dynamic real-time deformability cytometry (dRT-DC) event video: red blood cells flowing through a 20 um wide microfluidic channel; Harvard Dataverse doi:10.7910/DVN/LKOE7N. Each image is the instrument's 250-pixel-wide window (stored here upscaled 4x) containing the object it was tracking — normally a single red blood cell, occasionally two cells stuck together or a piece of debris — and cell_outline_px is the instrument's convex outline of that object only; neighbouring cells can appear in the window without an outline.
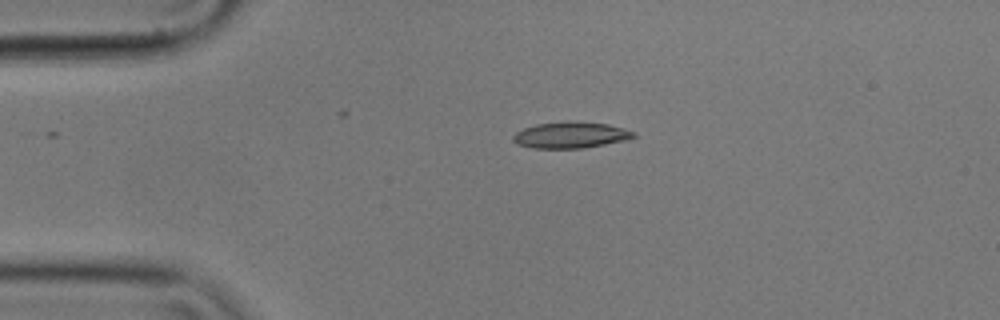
{"species": "common noctule bat (a hibernating species)", "species_latin": "Nyctalus noctula", "temperature_condition": "cold", "stored_images_in_passage": 45, "camera_frame_rate_fps": 3000, "um_per_image_px": 0.085, "animal": {"sex": "male", "body_mass_g": 17.9}, "frame": {"image": 1, "passage_image": 1, "time_ms": 0.0, "image_size_px": [1000, 320], "cell_outline_px": [[636, 136], [624, 140], [604, 144], [580, 148], [532, 148], [516, 144], [512, 140], [512, 136], [516, 132], [524, 128], [536, 124], [608, 124], [624, 128], [636, 132]], "centroid_in_image_um": [48.47, 11.52], "position_along_channel_um": 36.5, "area_um2": 17.46}}
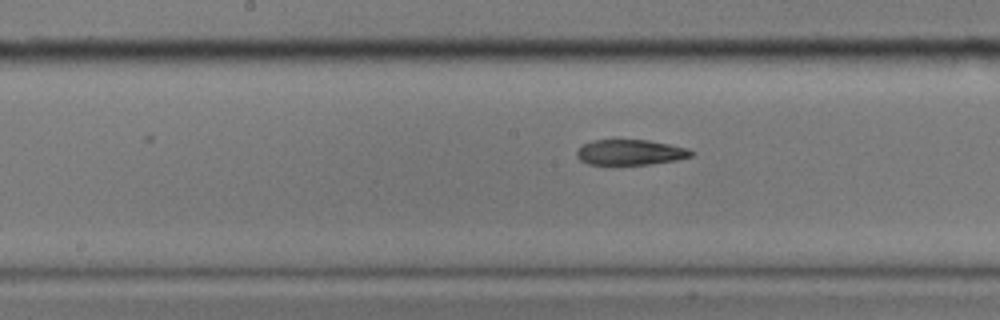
{"frame": {"image": 2, "passage_image": 17, "time_ms": 5.333, "image_size_px": [1000, 320], "cell_outline_px": [[696, 152], [692, 156], [680, 160], [648, 164], [612, 168], [588, 164], [580, 160], [576, 156], [576, 152], [584, 144], [596, 140], [648, 140], [688, 148]], "centroid_in_image_um": [53.57, 13.0], "position_along_channel_um": 194.6, "area_um2": 17.74}}
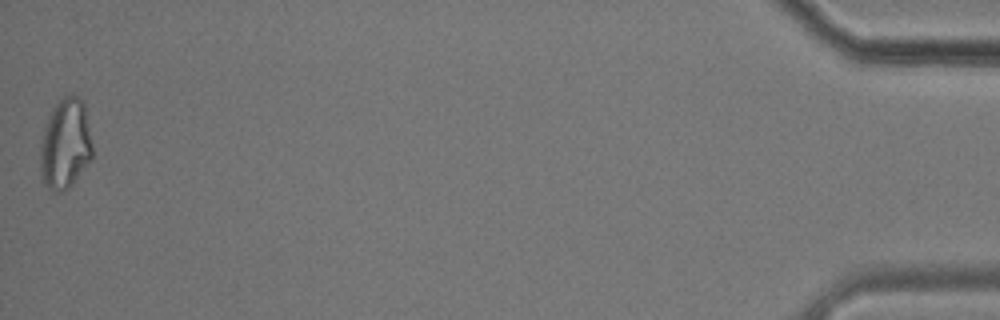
{"frame": {"image": 3, "passage_image": 45, "time_ms": 14.667, "image_size_px": [1000, 320], "cell_outline_px": [[92, 160], [72, 184], [68, 188], [60, 192], [52, 192], [44, 184], [40, 168], [40, 144], [44, 128], [48, 116], [52, 108], [64, 96], [76, 96], [84, 104], [92, 144]], "centroid_in_image_um": [5.54, 12.28], "position_along_channel_um": 429.7, "area_um2": 27.46}}